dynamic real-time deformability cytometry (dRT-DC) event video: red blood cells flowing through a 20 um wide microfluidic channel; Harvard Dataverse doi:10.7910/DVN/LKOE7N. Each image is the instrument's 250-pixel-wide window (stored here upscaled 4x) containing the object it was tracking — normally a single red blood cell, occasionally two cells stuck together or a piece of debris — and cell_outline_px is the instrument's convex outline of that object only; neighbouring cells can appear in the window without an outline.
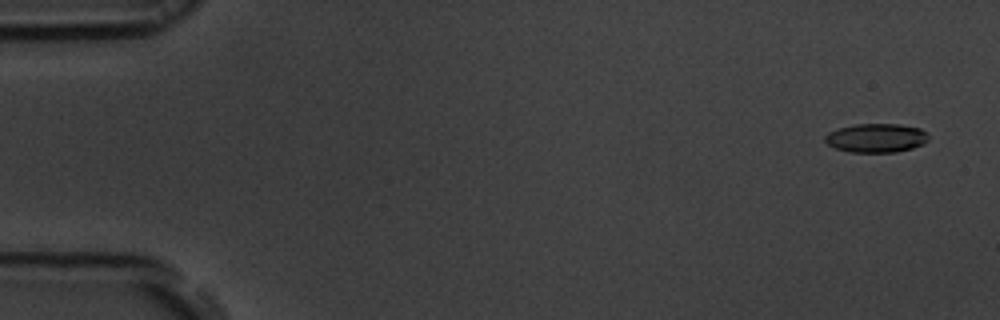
{"species": "common noctule bat (a hibernating species)", "species_latin": "Nyctalus noctula", "temperature_condition": "room temperature", "stored_images_in_passage": 54, "camera_frame_rate_fps": 3000, "um_per_image_px": 0.085, "animal": {"sex": "male", "body_mass_g": 19.5, "forearm_length_mm": 54.6}, "frame": {"image": 1, "passage_image": 3, "time_ms": 0.667, "image_size_px": [1000, 320], "cell_outline_px": [[928, 140], [924, 144], [912, 148], [896, 152], [848, 152], [836, 148], [828, 144], [824, 140], [824, 136], [828, 132], [840, 128], [856, 124], [900, 124], [920, 128], [928, 136]], "centroid_in_image_um": [74.47, 11.73], "position_along_channel_um": 10.5, "area_um2": 17.4}}
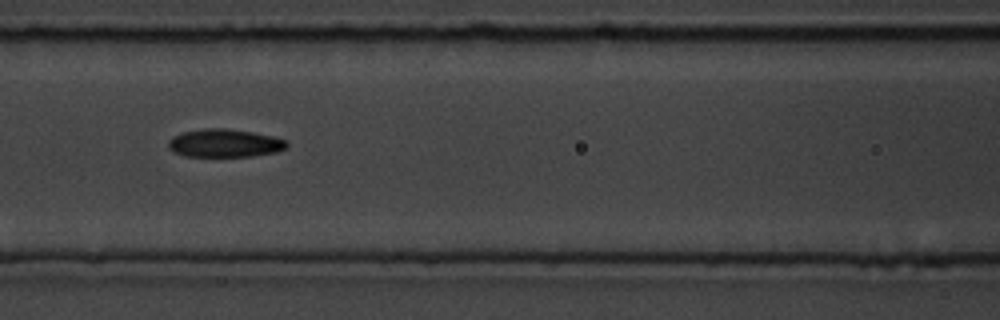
{"frame": {"image": 2, "passage_image": 24, "time_ms": 7.667, "image_size_px": [1000, 320], "cell_outline_px": [[288, 148], [276, 152], [252, 156], [184, 156], [172, 152], [168, 148], [168, 140], [172, 136], [184, 132], [204, 128], [224, 128], [252, 132], [272, 136], [288, 140]], "centroid_in_image_um": [19.09, 12.17], "position_along_channel_um": 147.5, "area_um2": 19.54}}
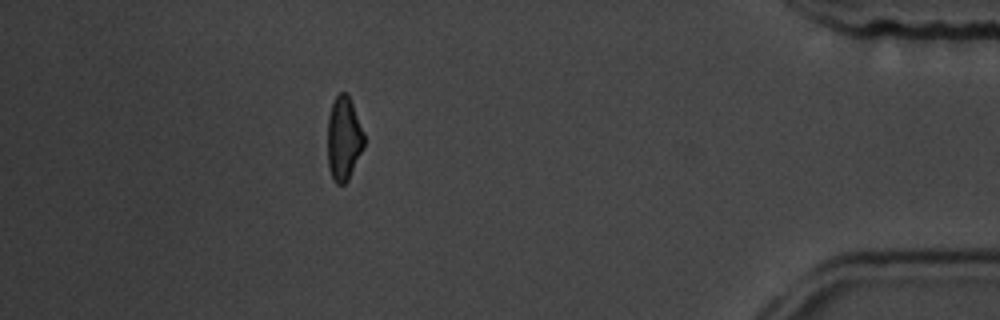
{"frame": {"image": 3, "passage_image": 48, "time_ms": 15.667, "image_size_px": [1000, 320], "cell_outline_px": [[364, 148], [348, 180], [344, 184], [336, 184], [328, 168], [328, 116], [332, 104], [336, 96], [340, 92], [348, 92], [364, 132]], "centroid_in_image_um": [29.23, 11.76], "position_along_channel_um": 406.0, "area_um2": 17.98}, "authors_computed_cell_mechanics": {"area_um2": 18.6983, "velocity_mm_per_s": 3.8453, "shape_relaxation_time_tau1_ms": 2.7692, "shape_relaxation_time_tau2_ms": 2.5736, "deformation_change_tau1": 0.1297, "deformation_change_tau2": 0.0924}}